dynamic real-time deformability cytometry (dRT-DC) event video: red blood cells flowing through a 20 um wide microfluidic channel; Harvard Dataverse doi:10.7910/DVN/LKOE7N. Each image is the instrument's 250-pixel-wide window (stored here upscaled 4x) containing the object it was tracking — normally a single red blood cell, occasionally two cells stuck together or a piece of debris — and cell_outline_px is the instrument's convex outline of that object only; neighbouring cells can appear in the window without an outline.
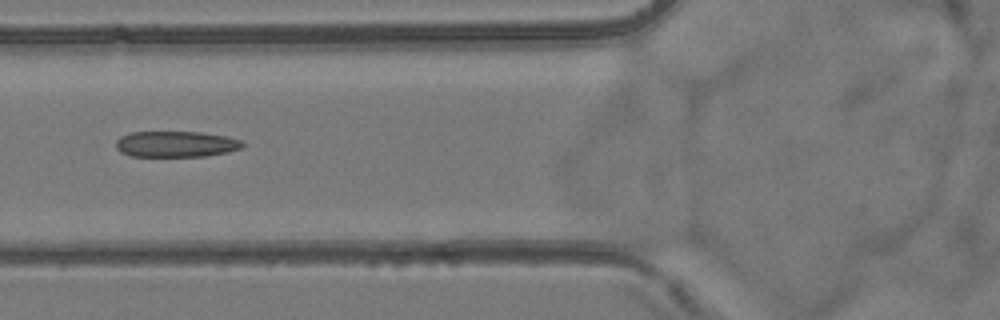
{"species": "common noctule bat (a hibernating species)", "species_latin": "Nyctalus noctula", "temperature_condition": "room temperature", "stored_images_in_passage": 4, "camera_frame_rate_fps": 3000, "um_per_image_px": 0.085, "animal": {"sex": "female", "body_mass_g": 24.6, "forearm_length_mm": 56.2}, "frame": {"image": 1, "passage_image": 3, "time_ms": 2.333, "image_size_px": [1000, 320], "cell_outline_px": [[244, 144], [240, 148], [228, 152], [204, 156], [132, 156], [120, 152], [116, 148], [116, 140], [120, 136], [132, 132], [200, 132], [228, 136], [240, 140]], "centroid_in_image_um": [14.94, 12.24], "position_along_channel_um": 110.9, "area_um2": 19.13}}
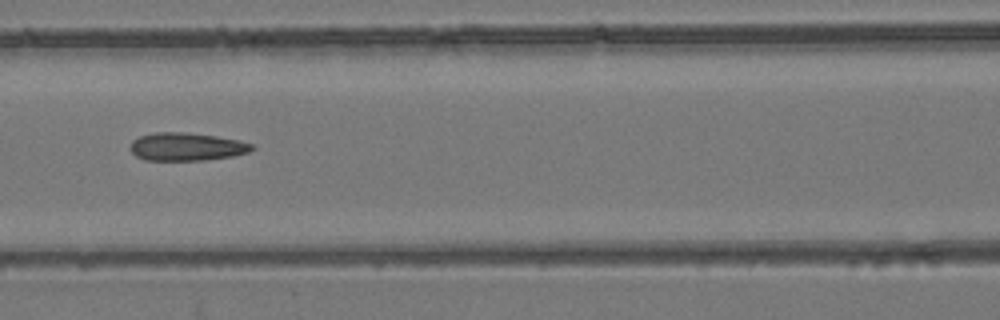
{"frame": {"image": 2, "passage_image": 4, "time_ms": 3.333, "image_size_px": [1000, 320], "cell_outline_px": [[256, 148], [248, 152], [232, 156], [204, 160], [144, 160], [136, 156], [128, 148], [132, 140], [140, 136], [156, 132], [184, 132], [216, 136], [240, 140], [252, 144]], "centroid_in_image_um": [15.84, 12.47], "position_along_channel_um": 150.8, "area_um2": 19.94}}